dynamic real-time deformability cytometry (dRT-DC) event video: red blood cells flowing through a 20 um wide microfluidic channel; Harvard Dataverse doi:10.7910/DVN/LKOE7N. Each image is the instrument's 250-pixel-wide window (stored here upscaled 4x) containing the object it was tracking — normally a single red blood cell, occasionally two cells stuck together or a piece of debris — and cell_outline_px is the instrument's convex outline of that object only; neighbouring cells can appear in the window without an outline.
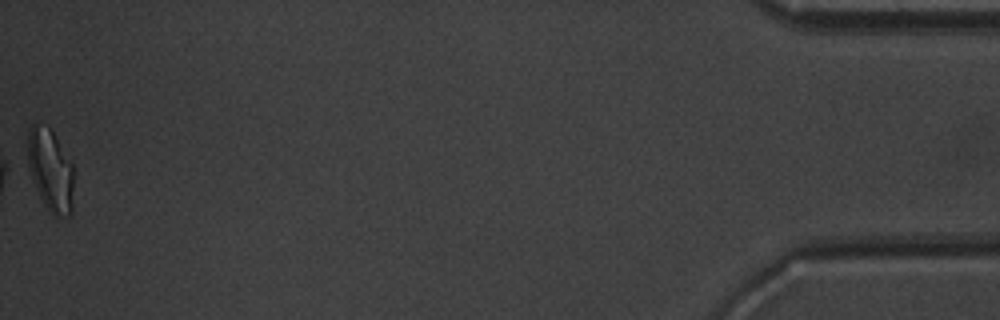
{"species": "common noctule bat (a hibernating species)", "species_latin": "Nyctalus noctula", "temperature_condition": "warm", "stored_images_in_passage": 37, "camera_frame_rate_fps": 3000, "um_per_image_px": 0.085, "animal": {"sex": "male", "body_mass_g": 20.1, "forearm_length_mm": 53.5}, "frame": {"image": 1, "passage_image": 37, "time_ms": 12.0, "image_size_px": [1000, 320], "cell_outline_px": [[72, 216], [56, 216], [44, 204], [36, 188], [28, 164], [28, 128], [32, 124], [36, 124], [48, 128], [52, 132], [72, 164]], "centroid_in_image_um": [4.28, 14.48], "position_along_channel_um": 430.9, "area_um2": 21.39}, "authors_computed_cell_mechanics": {"area_um2": 17.1088, "velocity_mm_per_s": 3.9838, "shape_relaxation_time_tau1_ms": 3.4923, "shape_relaxation_time_tau2_ms": 1.7252, "deformation_change_tau1": 0.189, "deformation_change_tau2": 0.0905}}